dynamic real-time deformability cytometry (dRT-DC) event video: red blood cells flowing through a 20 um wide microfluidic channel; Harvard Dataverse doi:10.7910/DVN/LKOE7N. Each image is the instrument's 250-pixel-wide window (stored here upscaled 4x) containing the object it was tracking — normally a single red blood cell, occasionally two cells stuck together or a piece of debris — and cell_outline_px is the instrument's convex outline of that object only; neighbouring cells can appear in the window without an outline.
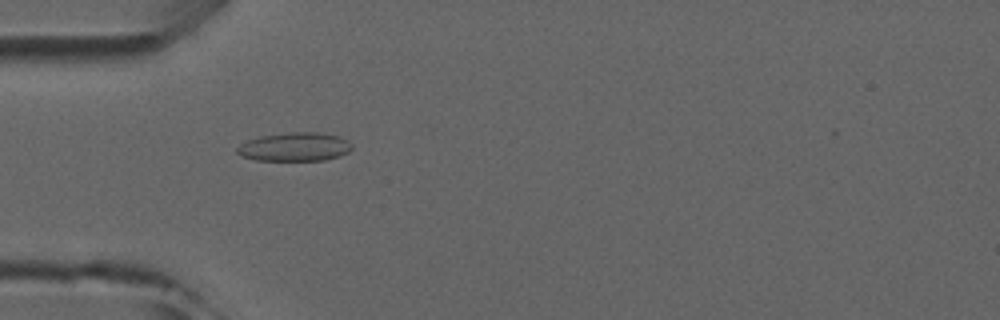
{"species": "common noctule bat (a hibernating species)", "species_latin": "Nyctalus noctula", "temperature_condition": "room temperature", "stored_images_in_passage": 4, "camera_frame_rate_fps": 3000, "um_per_image_px": 0.085, "animal": {"sex": "male", "forearm_length_mm": 52.5}, "frame": {"image": 1, "passage_image": 3, "time_ms": 3.333, "image_size_px": [1000, 320], "cell_outline_px": [[352, 148], [348, 152], [340, 156], [324, 160], [256, 160], [240, 156], [236, 152], [236, 148], [240, 144], [248, 140], [260, 136], [288, 132], [316, 132], [340, 136], [348, 140], [352, 144]], "centroid_in_image_um": [25.05, 12.48], "position_along_channel_um": 59.9, "area_um2": 19.31}}
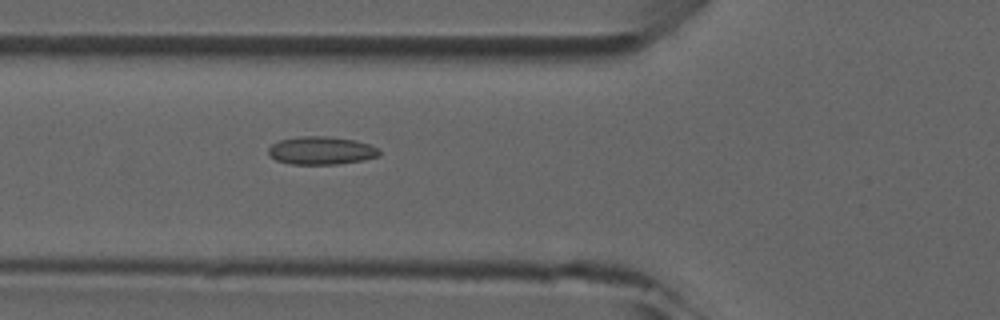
{"frame": {"image": 2, "passage_image": 4, "time_ms": 4.333, "image_size_px": [1000, 320], "cell_outline_px": [[380, 156], [364, 160], [336, 164], [292, 164], [276, 160], [268, 152], [268, 148], [272, 144], [280, 140], [296, 136], [328, 136], [356, 140], [380, 148]], "centroid_in_image_um": [27.34, 12.79], "position_along_channel_um": 98.5, "area_um2": 18.21}}